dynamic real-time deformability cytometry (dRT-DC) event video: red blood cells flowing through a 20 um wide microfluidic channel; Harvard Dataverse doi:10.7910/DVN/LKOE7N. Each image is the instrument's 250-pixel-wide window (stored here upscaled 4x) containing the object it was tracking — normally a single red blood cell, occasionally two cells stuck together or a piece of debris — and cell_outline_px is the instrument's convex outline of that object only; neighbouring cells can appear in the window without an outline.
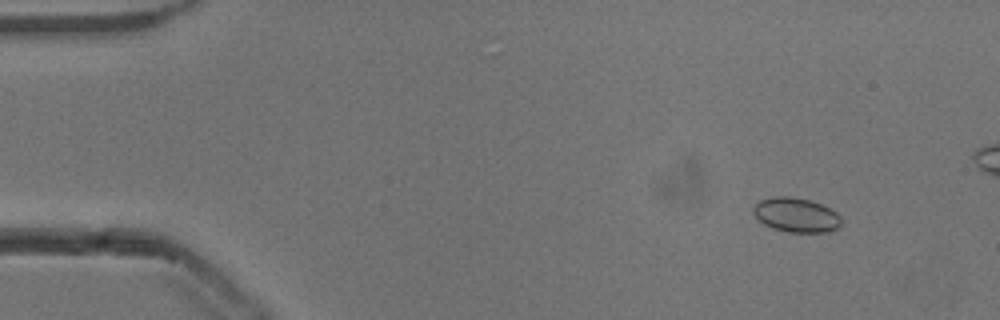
{"species": "common noctule bat (a hibernating species)", "species_latin": "Nyctalus noctula", "temperature_condition": "cold", "stored_images_in_passage": 18, "camera_frame_rate_fps": 3000, "um_per_image_px": 0.085, "animal": {"sex": "male", "body_mass_g": 13.3}, "frame": {"image": 1, "passage_image": 6, "time_ms": 1.667, "image_size_px": [1000, 320], "cell_outline_px": [[840, 224], [836, 228], [828, 232], [788, 232], [772, 228], [764, 224], [752, 212], [752, 208], [760, 200], [772, 196], [788, 196], [808, 200], [820, 204], [836, 212], [840, 216]], "centroid_in_image_um": [67.64, 18.27], "position_along_channel_um": 17.4, "area_um2": 17.46}}